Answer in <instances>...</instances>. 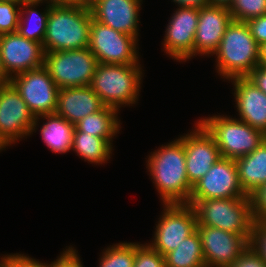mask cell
Here are the masks:
<instances>
[{
  "label": "cell",
  "instance_id": "obj_1",
  "mask_svg": "<svg viewBox=\"0 0 266 267\" xmlns=\"http://www.w3.org/2000/svg\"><path fill=\"white\" fill-rule=\"evenodd\" d=\"M146 168L163 204H188L193 186L188 180L181 138L162 145L151 153Z\"/></svg>",
  "mask_w": 266,
  "mask_h": 267
},
{
  "label": "cell",
  "instance_id": "obj_2",
  "mask_svg": "<svg viewBox=\"0 0 266 267\" xmlns=\"http://www.w3.org/2000/svg\"><path fill=\"white\" fill-rule=\"evenodd\" d=\"M92 19L87 7L50 5L42 43L45 53L88 47Z\"/></svg>",
  "mask_w": 266,
  "mask_h": 267
},
{
  "label": "cell",
  "instance_id": "obj_3",
  "mask_svg": "<svg viewBox=\"0 0 266 267\" xmlns=\"http://www.w3.org/2000/svg\"><path fill=\"white\" fill-rule=\"evenodd\" d=\"M215 54L217 72L228 80L246 77L259 65V45L246 22L232 20Z\"/></svg>",
  "mask_w": 266,
  "mask_h": 267
},
{
  "label": "cell",
  "instance_id": "obj_4",
  "mask_svg": "<svg viewBox=\"0 0 266 267\" xmlns=\"http://www.w3.org/2000/svg\"><path fill=\"white\" fill-rule=\"evenodd\" d=\"M197 215V226L222 229L251 240L253 214L251 197L189 200Z\"/></svg>",
  "mask_w": 266,
  "mask_h": 267
},
{
  "label": "cell",
  "instance_id": "obj_5",
  "mask_svg": "<svg viewBox=\"0 0 266 267\" xmlns=\"http://www.w3.org/2000/svg\"><path fill=\"white\" fill-rule=\"evenodd\" d=\"M142 72L140 64L98 63L90 87L105 106L120 110L138 101Z\"/></svg>",
  "mask_w": 266,
  "mask_h": 267
},
{
  "label": "cell",
  "instance_id": "obj_6",
  "mask_svg": "<svg viewBox=\"0 0 266 267\" xmlns=\"http://www.w3.org/2000/svg\"><path fill=\"white\" fill-rule=\"evenodd\" d=\"M214 138L221 157L236 160L253 152L266 139L240 119L230 116L214 115L198 121Z\"/></svg>",
  "mask_w": 266,
  "mask_h": 267
},
{
  "label": "cell",
  "instance_id": "obj_7",
  "mask_svg": "<svg viewBox=\"0 0 266 267\" xmlns=\"http://www.w3.org/2000/svg\"><path fill=\"white\" fill-rule=\"evenodd\" d=\"M98 61L89 47L47 52L43 67L59 89L90 86Z\"/></svg>",
  "mask_w": 266,
  "mask_h": 267
},
{
  "label": "cell",
  "instance_id": "obj_8",
  "mask_svg": "<svg viewBox=\"0 0 266 267\" xmlns=\"http://www.w3.org/2000/svg\"><path fill=\"white\" fill-rule=\"evenodd\" d=\"M138 41L135 37L116 31L94 19L91 21L88 47L98 63L140 64Z\"/></svg>",
  "mask_w": 266,
  "mask_h": 267
},
{
  "label": "cell",
  "instance_id": "obj_9",
  "mask_svg": "<svg viewBox=\"0 0 266 267\" xmlns=\"http://www.w3.org/2000/svg\"><path fill=\"white\" fill-rule=\"evenodd\" d=\"M163 207L153 241L148 244L165 256L197 230V215L189 204H163Z\"/></svg>",
  "mask_w": 266,
  "mask_h": 267
},
{
  "label": "cell",
  "instance_id": "obj_10",
  "mask_svg": "<svg viewBox=\"0 0 266 267\" xmlns=\"http://www.w3.org/2000/svg\"><path fill=\"white\" fill-rule=\"evenodd\" d=\"M35 118L11 83L0 85V145L4 149L29 136Z\"/></svg>",
  "mask_w": 266,
  "mask_h": 267
},
{
  "label": "cell",
  "instance_id": "obj_11",
  "mask_svg": "<svg viewBox=\"0 0 266 267\" xmlns=\"http://www.w3.org/2000/svg\"><path fill=\"white\" fill-rule=\"evenodd\" d=\"M10 83L35 117L55 113L59 88L44 67L17 74Z\"/></svg>",
  "mask_w": 266,
  "mask_h": 267
},
{
  "label": "cell",
  "instance_id": "obj_12",
  "mask_svg": "<svg viewBox=\"0 0 266 267\" xmlns=\"http://www.w3.org/2000/svg\"><path fill=\"white\" fill-rule=\"evenodd\" d=\"M249 197L241 188L235 160L220 157L192 188L189 200Z\"/></svg>",
  "mask_w": 266,
  "mask_h": 267
},
{
  "label": "cell",
  "instance_id": "obj_13",
  "mask_svg": "<svg viewBox=\"0 0 266 267\" xmlns=\"http://www.w3.org/2000/svg\"><path fill=\"white\" fill-rule=\"evenodd\" d=\"M43 44L28 40L17 31L0 35V57L6 75L13 76L43 67Z\"/></svg>",
  "mask_w": 266,
  "mask_h": 267
},
{
  "label": "cell",
  "instance_id": "obj_14",
  "mask_svg": "<svg viewBox=\"0 0 266 267\" xmlns=\"http://www.w3.org/2000/svg\"><path fill=\"white\" fill-rule=\"evenodd\" d=\"M206 267H228L249 247V241L215 227L197 226Z\"/></svg>",
  "mask_w": 266,
  "mask_h": 267
},
{
  "label": "cell",
  "instance_id": "obj_15",
  "mask_svg": "<svg viewBox=\"0 0 266 267\" xmlns=\"http://www.w3.org/2000/svg\"><path fill=\"white\" fill-rule=\"evenodd\" d=\"M174 12L167 24L162 45L172 59L185 62L194 57L199 9L179 7Z\"/></svg>",
  "mask_w": 266,
  "mask_h": 267
},
{
  "label": "cell",
  "instance_id": "obj_16",
  "mask_svg": "<svg viewBox=\"0 0 266 267\" xmlns=\"http://www.w3.org/2000/svg\"><path fill=\"white\" fill-rule=\"evenodd\" d=\"M195 130L182 135L186 157V172L190 184L193 186L221 157L214 138L199 123Z\"/></svg>",
  "mask_w": 266,
  "mask_h": 267
},
{
  "label": "cell",
  "instance_id": "obj_17",
  "mask_svg": "<svg viewBox=\"0 0 266 267\" xmlns=\"http://www.w3.org/2000/svg\"><path fill=\"white\" fill-rule=\"evenodd\" d=\"M232 20L228 7L208 4L200 8L194 40V56L214 55Z\"/></svg>",
  "mask_w": 266,
  "mask_h": 267
},
{
  "label": "cell",
  "instance_id": "obj_18",
  "mask_svg": "<svg viewBox=\"0 0 266 267\" xmlns=\"http://www.w3.org/2000/svg\"><path fill=\"white\" fill-rule=\"evenodd\" d=\"M142 0H99L91 8L92 18L138 40Z\"/></svg>",
  "mask_w": 266,
  "mask_h": 267
},
{
  "label": "cell",
  "instance_id": "obj_19",
  "mask_svg": "<svg viewBox=\"0 0 266 267\" xmlns=\"http://www.w3.org/2000/svg\"><path fill=\"white\" fill-rule=\"evenodd\" d=\"M230 80L234 84L238 119L266 135V94L246 77Z\"/></svg>",
  "mask_w": 266,
  "mask_h": 267
},
{
  "label": "cell",
  "instance_id": "obj_20",
  "mask_svg": "<svg viewBox=\"0 0 266 267\" xmlns=\"http://www.w3.org/2000/svg\"><path fill=\"white\" fill-rule=\"evenodd\" d=\"M104 107L100 97L90 86L66 87L59 89L55 114L75 125Z\"/></svg>",
  "mask_w": 266,
  "mask_h": 267
},
{
  "label": "cell",
  "instance_id": "obj_21",
  "mask_svg": "<svg viewBox=\"0 0 266 267\" xmlns=\"http://www.w3.org/2000/svg\"><path fill=\"white\" fill-rule=\"evenodd\" d=\"M239 183L247 196L266 184V139L251 153L235 160Z\"/></svg>",
  "mask_w": 266,
  "mask_h": 267
},
{
  "label": "cell",
  "instance_id": "obj_22",
  "mask_svg": "<svg viewBox=\"0 0 266 267\" xmlns=\"http://www.w3.org/2000/svg\"><path fill=\"white\" fill-rule=\"evenodd\" d=\"M40 118L46 119L40 128V133L47 147L54 153H66L72 149L73 133L75 125L69 123L63 117L57 114H43L36 116L34 127L31 131L36 132Z\"/></svg>",
  "mask_w": 266,
  "mask_h": 267
},
{
  "label": "cell",
  "instance_id": "obj_23",
  "mask_svg": "<svg viewBox=\"0 0 266 267\" xmlns=\"http://www.w3.org/2000/svg\"><path fill=\"white\" fill-rule=\"evenodd\" d=\"M118 111L115 108L105 106L98 112L89 114L75 124L74 131L92 134V136L106 139L110 144L121 128L118 119Z\"/></svg>",
  "mask_w": 266,
  "mask_h": 267
},
{
  "label": "cell",
  "instance_id": "obj_24",
  "mask_svg": "<svg viewBox=\"0 0 266 267\" xmlns=\"http://www.w3.org/2000/svg\"><path fill=\"white\" fill-rule=\"evenodd\" d=\"M40 3L42 4V2L39 0H30L24 1L21 4L20 19L17 32L28 40L43 43L46 34L50 4H46V9L44 10V12L40 13V11L35 10Z\"/></svg>",
  "mask_w": 266,
  "mask_h": 267
},
{
  "label": "cell",
  "instance_id": "obj_25",
  "mask_svg": "<svg viewBox=\"0 0 266 267\" xmlns=\"http://www.w3.org/2000/svg\"><path fill=\"white\" fill-rule=\"evenodd\" d=\"M106 139L92 136V134L74 131L72 149L77 153V155L95 164L106 163L112 154V147Z\"/></svg>",
  "mask_w": 266,
  "mask_h": 267
},
{
  "label": "cell",
  "instance_id": "obj_26",
  "mask_svg": "<svg viewBox=\"0 0 266 267\" xmlns=\"http://www.w3.org/2000/svg\"><path fill=\"white\" fill-rule=\"evenodd\" d=\"M164 257L166 267H206L202 242L197 230Z\"/></svg>",
  "mask_w": 266,
  "mask_h": 267
},
{
  "label": "cell",
  "instance_id": "obj_27",
  "mask_svg": "<svg viewBox=\"0 0 266 267\" xmlns=\"http://www.w3.org/2000/svg\"><path fill=\"white\" fill-rule=\"evenodd\" d=\"M135 242H121L105 249L99 267H134Z\"/></svg>",
  "mask_w": 266,
  "mask_h": 267
},
{
  "label": "cell",
  "instance_id": "obj_28",
  "mask_svg": "<svg viewBox=\"0 0 266 267\" xmlns=\"http://www.w3.org/2000/svg\"><path fill=\"white\" fill-rule=\"evenodd\" d=\"M229 11L235 21L248 20L266 15V0H233Z\"/></svg>",
  "mask_w": 266,
  "mask_h": 267
},
{
  "label": "cell",
  "instance_id": "obj_29",
  "mask_svg": "<svg viewBox=\"0 0 266 267\" xmlns=\"http://www.w3.org/2000/svg\"><path fill=\"white\" fill-rule=\"evenodd\" d=\"M20 11V4L0 1V35L18 30Z\"/></svg>",
  "mask_w": 266,
  "mask_h": 267
},
{
  "label": "cell",
  "instance_id": "obj_30",
  "mask_svg": "<svg viewBox=\"0 0 266 267\" xmlns=\"http://www.w3.org/2000/svg\"><path fill=\"white\" fill-rule=\"evenodd\" d=\"M134 267H166L165 257L149 244L135 242Z\"/></svg>",
  "mask_w": 266,
  "mask_h": 267
},
{
  "label": "cell",
  "instance_id": "obj_31",
  "mask_svg": "<svg viewBox=\"0 0 266 267\" xmlns=\"http://www.w3.org/2000/svg\"><path fill=\"white\" fill-rule=\"evenodd\" d=\"M249 245L263 259L266 265V222H253Z\"/></svg>",
  "mask_w": 266,
  "mask_h": 267
},
{
  "label": "cell",
  "instance_id": "obj_32",
  "mask_svg": "<svg viewBox=\"0 0 266 267\" xmlns=\"http://www.w3.org/2000/svg\"><path fill=\"white\" fill-rule=\"evenodd\" d=\"M250 197L253 219L266 222V184L260 186Z\"/></svg>",
  "mask_w": 266,
  "mask_h": 267
},
{
  "label": "cell",
  "instance_id": "obj_33",
  "mask_svg": "<svg viewBox=\"0 0 266 267\" xmlns=\"http://www.w3.org/2000/svg\"><path fill=\"white\" fill-rule=\"evenodd\" d=\"M1 260L8 266V267H47V263H42L37 261L34 258L29 257L28 255L24 254H10V255H3Z\"/></svg>",
  "mask_w": 266,
  "mask_h": 267
},
{
  "label": "cell",
  "instance_id": "obj_34",
  "mask_svg": "<svg viewBox=\"0 0 266 267\" xmlns=\"http://www.w3.org/2000/svg\"><path fill=\"white\" fill-rule=\"evenodd\" d=\"M51 264H47V267H83L80 260L78 251L74 247L67 248L60 256L57 257Z\"/></svg>",
  "mask_w": 266,
  "mask_h": 267
},
{
  "label": "cell",
  "instance_id": "obj_35",
  "mask_svg": "<svg viewBox=\"0 0 266 267\" xmlns=\"http://www.w3.org/2000/svg\"><path fill=\"white\" fill-rule=\"evenodd\" d=\"M228 267H266L263 259L249 247Z\"/></svg>",
  "mask_w": 266,
  "mask_h": 267
},
{
  "label": "cell",
  "instance_id": "obj_36",
  "mask_svg": "<svg viewBox=\"0 0 266 267\" xmlns=\"http://www.w3.org/2000/svg\"><path fill=\"white\" fill-rule=\"evenodd\" d=\"M247 25L250 28L251 35L254 37L257 44L266 42V15H261L259 17L252 18L248 20Z\"/></svg>",
  "mask_w": 266,
  "mask_h": 267
},
{
  "label": "cell",
  "instance_id": "obj_37",
  "mask_svg": "<svg viewBox=\"0 0 266 267\" xmlns=\"http://www.w3.org/2000/svg\"><path fill=\"white\" fill-rule=\"evenodd\" d=\"M246 78L266 94V66L257 65Z\"/></svg>",
  "mask_w": 266,
  "mask_h": 267
},
{
  "label": "cell",
  "instance_id": "obj_38",
  "mask_svg": "<svg viewBox=\"0 0 266 267\" xmlns=\"http://www.w3.org/2000/svg\"><path fill=\"white\" fill-rule=\"evenodd\" d=\"M178 7L196 8L200 9L208 5V0H172Z\"/></svg>",
  "mask_w": 266,
  "mask_h": 267
},
{
  "label": "cell",
  "instance_id": "obj_39",
  "mask_svg": "<svg viewBox=\"0 0 266 267\" xmlns=\"http://www.w3.org/2000/svg\"><path fill=\"white\" fill-rule=\"evenodd\" d=\"M98 1L99 0H72V5H78L90 9Z\"/></svg>",
  "mask_w": 266,
  "mask_h": 267
},
{
  "label": "cell",
  "instance_id": "obj_40",
  "mask_svg": "<svg viewBox=\"0 0 266 267\" xmlns=\"http://www.w3.org/2000/svg\"><path fill=\"white\" fill-rule=\"evenodd\" d=\"M259 65L266 66V42L259 46Z\"/></svg>",
  "mask_w": 266,
  "mask_h": 267
},
{
  "label": "cell",
  "instance_id": "obj_41",
  "mask_svg": "<svg viewBox=\"0 0 266 267\" xmlns=\"http://www.w3.org/2000/svg\"><path fill=\"white\" fill-rule=\"evenodd\" d=\"M50 5H72V0H39ZM47 1V2H46Z\"/></svg>",
  "mask_w": 266,
  "mask_h": 267
},
{
  "label": "cell",
  "instance_id": "obj_42",
  "mask_svg": "<svg viewBox=\"0 0 266 267\" xmlns=\"http://www.w3.org/2000/svg\"><path fill=\"white\" fill-rule=\"evenodd\" d=\"M233 0H208L210 5L230 7Z\"/></svg>",
  "mask_w": 266,
  "mask_h": 267
},
{
  "label": "cell",
  "instance_id": "obj_43",
  "mask_svg": "<svg viewBox=\"0 0 266 267\" xmlns=\"http://www.w3.org/2000/svg\"><path fill=\"white\" fill-rule=\"evenodd\" d=\"M10 83V78L6 75L0 57V85Z\"/></svg>",
  "mask_w": 266,
  "mask_h": 267
},
{
  "label": "cell",
  "instance_id": "obj_44",
  "mask_svg": "<svg viewBox=\"0 0 266 267\" xmlns=\"http://www.w3.org/2000/svg\"><path fill=\"white\" fill-rule=\"evenodd\" d=\"M0 1L14 2V3H18L21 5L26 0H0Z\"/></svg>",
  "mask_w": 266,
  "mask_h": 267
},
{
  "label": "cell",
  "instance_id": "obj_45",
  "mask_svg": "<svg viewBox=\"0 0 266 267\" xmlns=\"http://www.w3.org/2000/svg\"><path fill=\"white\" fill-rule=\"evenodd\" d=\"M0 267H8V266L0 259Z\"/></svg>",
  "mask_w": 266,
  "mask_h": 267
}]
</instances>
